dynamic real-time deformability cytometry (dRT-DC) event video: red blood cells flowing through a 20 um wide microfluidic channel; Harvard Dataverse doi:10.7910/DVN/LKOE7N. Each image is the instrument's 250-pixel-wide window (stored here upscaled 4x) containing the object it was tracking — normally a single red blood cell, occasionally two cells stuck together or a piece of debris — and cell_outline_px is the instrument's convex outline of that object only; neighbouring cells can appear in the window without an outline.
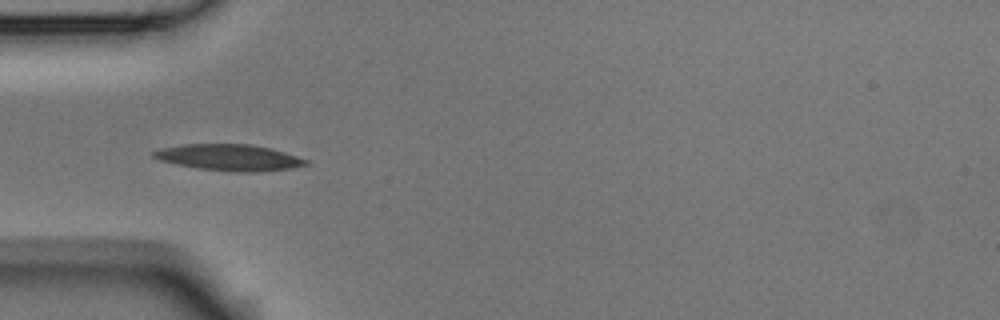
{"species": "Egyptian fruit bat (a non-hibernating species)", "species_latin": "Rousettus aegyptiacus", "temperature_condition": "room temperature", "stored_images_in_passage": 6, "camera_frame_rate_fps": 3000, "um_per_image_px": 0.085, "animal": {"sex": "male"}, "frame": {"image": 1, "passage_image": 4, "time_ms": 1.0, "image_size_px": [1000, 320], "cell_outline_px": [[308, 164], [292, 168], [256, 172], [232, 172], [196, 168], [176, 164], [160, 160], [152, 156], [152, 152], [160, 148], [180, 144], [248, 144], [272, 148], [308, 160]], "centroid_in_image_um": [19.46, 13.38], "position_along_channel_um": 65.5, "area_um2": 23.41}}
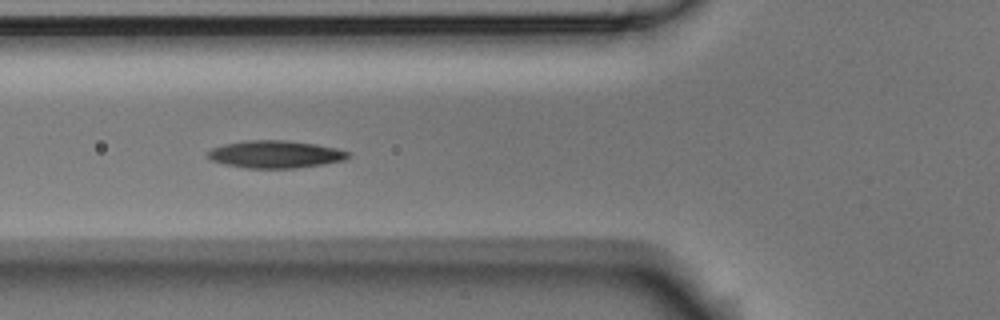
{"frame": {"image": 2, "passage_image": 5, "time_ms": 1.333, "image_size_px": [1000, 320], "cell_outline_px": [[352, 156], [344, 160], [324, 164], [296, 168], [244, 168], [224, 164], [208, 160], [208, 152], [212, 148], [224, 144], [244, 140], [288, 140], [316, 144], [336, 148], [352, 152]], "centroid_in_image_um": [23.42, 13.11], "position_along_channel_um": 102.4, "area_um2": 22.77}}
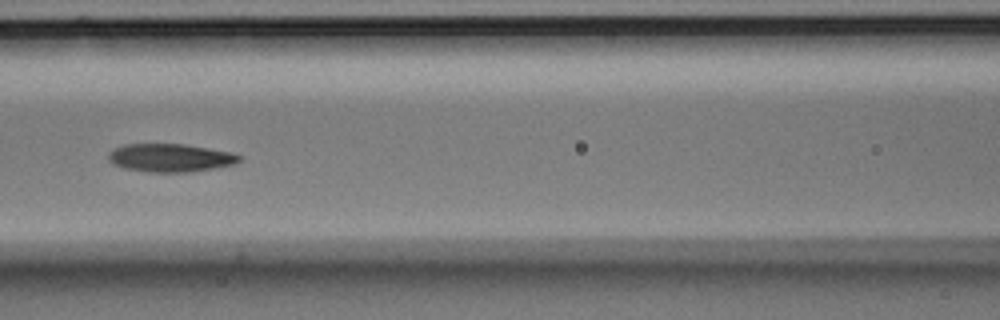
{"frame": {"image": 3, "passage_image": 6, "time_ms": 1.667, "image_size_px": [1000, 320], "cell_outline_px": [[240, 160], [232, 164], [212, 168], [188, 172], [148, 172], [124, 168], [112, 164], [108, 160], [108, 152], [124, 144], [184, 144], [232, 152], [240, 156]], "centroid_in_image_um": [14.42, 13.41], "position_along_channel_um": 152.2, "area_um2": 21.33}}